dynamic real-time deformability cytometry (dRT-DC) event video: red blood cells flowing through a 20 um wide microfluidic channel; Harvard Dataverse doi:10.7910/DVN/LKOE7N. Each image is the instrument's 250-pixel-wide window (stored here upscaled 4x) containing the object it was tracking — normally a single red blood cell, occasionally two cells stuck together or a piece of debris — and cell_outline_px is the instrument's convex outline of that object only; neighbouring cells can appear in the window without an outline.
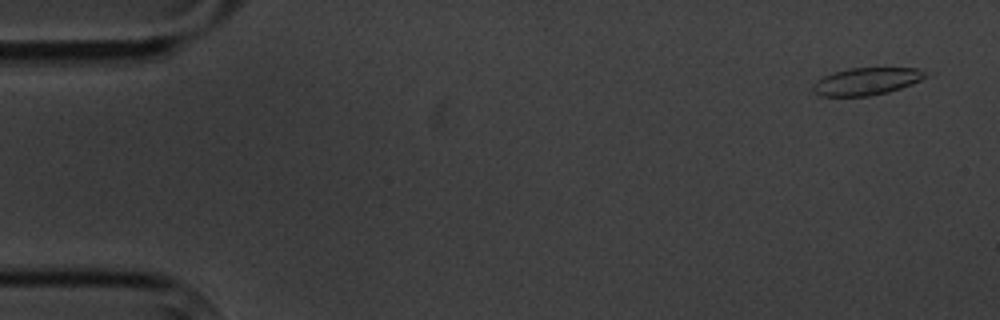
{"species": "common noctule bat (a hibernating species)", "species_latin": "Nyctalus noctula", "temperature_condition": "cold", "stored_images_in_passage": 3, "camera_frame_rate_fps": 3000, "um_per_image_px": 0.085, "animal": {"sex": "male", "body_mass_g": 20.1, "forearm_length_mm": 53.5}, "frame": {"image": 1, "passage_image": 1, "time_ms": 0.0, "image_size_px": [1000, 320], "cell_outline_px": [[928, 76], [912, 84], [888, 92], [868, 96], [820, 96], [812, 92], [812, 84], [816, 80], [824, 76], [848, 68], [916, 68], [924, 72]], "centroid_in_image_um": [73.6, 6.92], "position_along_channel_um": 11.4, "area_um2": 17.86}}